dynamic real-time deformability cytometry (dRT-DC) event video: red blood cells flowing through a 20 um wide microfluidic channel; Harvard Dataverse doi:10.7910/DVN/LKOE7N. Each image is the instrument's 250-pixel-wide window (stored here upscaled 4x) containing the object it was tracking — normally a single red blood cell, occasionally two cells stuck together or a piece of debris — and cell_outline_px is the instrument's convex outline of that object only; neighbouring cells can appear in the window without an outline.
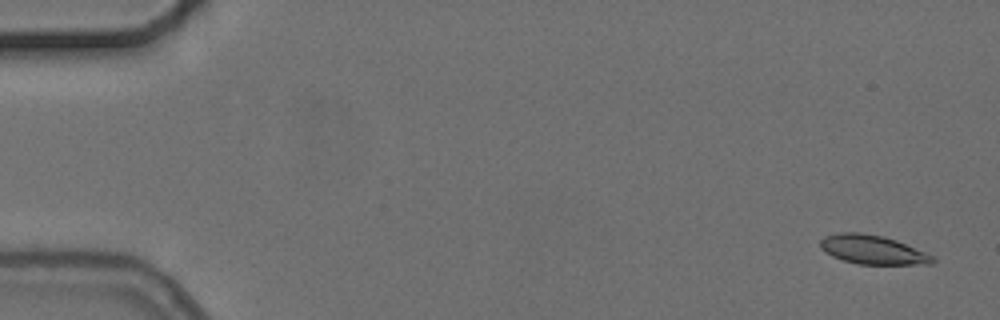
{"species": "common noctule bat (a hibernating species)", "species_latin": "Nyctalus noctula", "temperature_condition": "cold", "stored_images_in_passage": 5, "camera_frame_rate_fps": 3000, "um_per_image_px": 0.085, "animal": {"sex": "female", "body_mass_g": 24.6, "forearm_length_mm": 56.2}, "frame": {"image": 1, "passage_image": 1, "time_ms": 0.0, "image_size_px": [1000, 320], "cell_outline_px": [[936, 260], [932, 264], [860, 264], [844, 260], [832, 256], [824, 252], [820, 248], [820, 240], [824, 236], [836, 232], [860, 232], [884, 236], [896, 240], [936, 256]], "centroid_in_image_um": [74.18, 21.21], "position_along_channel_um": 10.8, "area_um2": 19.19}}
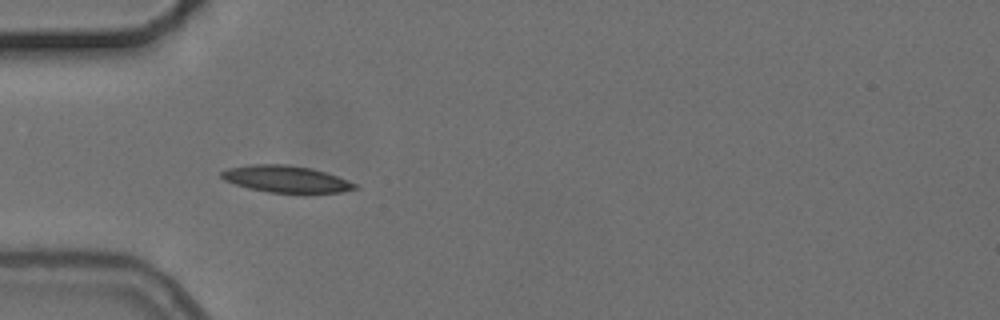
{"frame": {"image": 2, "passage_image": 4, "time_ms": 5.0, "image_size_px": [1000, 320], "cell_outline_px": [[360, 188], [340, 192], [304, 196], [268, 192], [248, 188], [224, 180], [220, 176], [220, 172], [228, 168], [252, 164], [288, 164], [312, 168], [348, 180], [356, 184]], "centroid_in_image_um": [24.36, 15.26], "position_along_channel_um": 60.6, "area_um2": 21.68}}
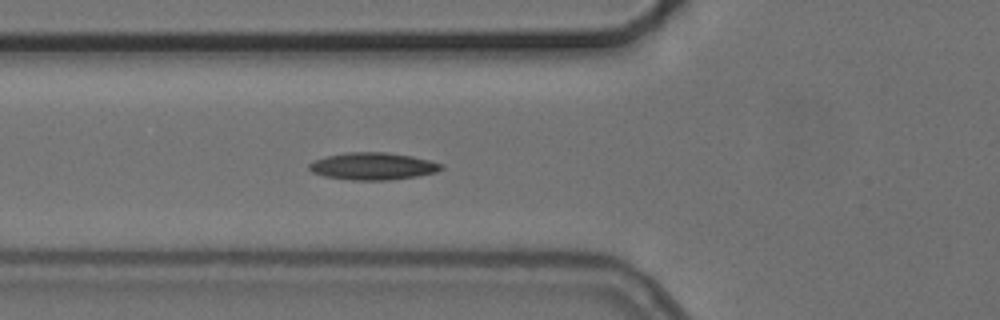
{"frame": {"image": 3, "passage_image": 5, "time_ms": 6.0, "image_size_px": [1000, 320], "cell_outline_px": [[444, 168], [436, 172], [416, 176], [388, 180], [352, 180], [324, 176], [312, 172], [308, 168], [308, 164], [316, 160], [328, 156], [344, 152], [384, 152], [412, 156], [444, 164]], "centroid_in_image_um": [31.7, 14.12], "position_along_channel_um": 94.1, "area_um2": 20.87}}